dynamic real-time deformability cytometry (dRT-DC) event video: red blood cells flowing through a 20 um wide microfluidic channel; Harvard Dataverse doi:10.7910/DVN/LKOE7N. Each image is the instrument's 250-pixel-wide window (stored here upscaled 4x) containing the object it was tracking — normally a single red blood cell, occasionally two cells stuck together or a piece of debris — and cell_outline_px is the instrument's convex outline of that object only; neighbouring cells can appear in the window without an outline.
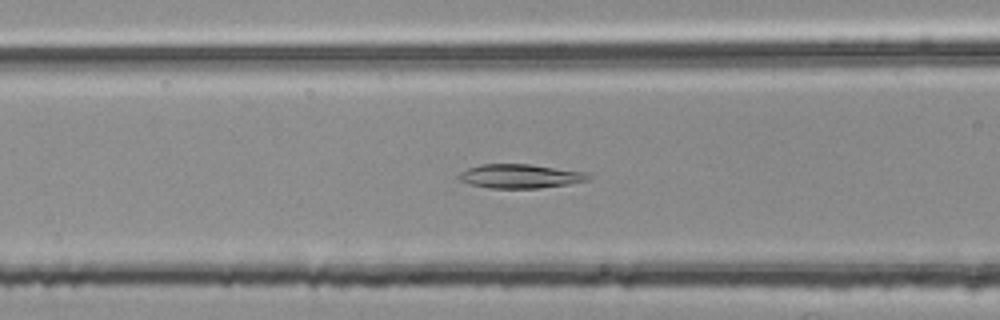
{"species": "common noctule bat (a hibernating species)", "species_latin": "Nyctalus noctula", "temperature_condition": "room temperature", "stored_images_in_passage": 54, "segment_of_instrument_passage": [2, 2], "camera_frame_rate_fps": 3000, "um_per_image_px": 0.085, "animal": {"sex": "female", "body_mass_g": 25.1}, "frame": {"image": 1, "passage_image": 22, "time_ms": 7.0, "image_size_px": [1000, 320], "cell_outline_px": [[592, 176], [588, 180], [568, 184], [540, 188], [488, 188], [472, 184], [460, 180], [456, 176], [460, 172], [468, 168], [480, 164], [528, 164], [584, 172]], "centroid_in_image_um": [44.18, 14.97], "position_along_channel_um": 122.4, "area_um2": 17.98}}
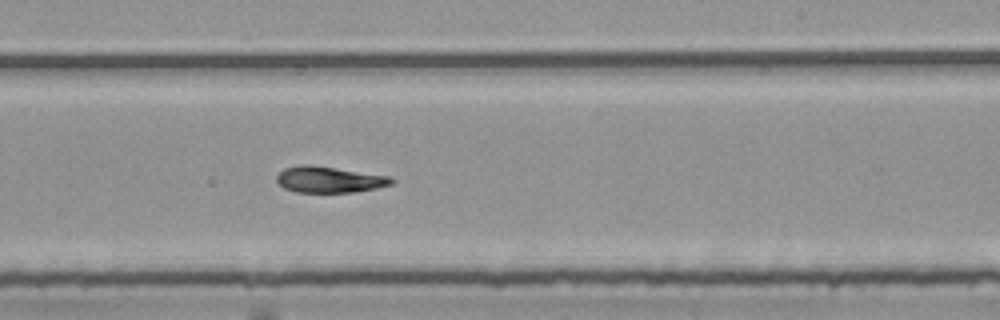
{"frame": {"image": 2, "passage_image": 33, "time_ms": 10.667, "image_size_px": [1000, 320], "cell_outline_px": [[396, 180], [392, 184], [376, 188], [352, 192], [296, 192], [284, 188], [276, 180], [276, 176], [284, 168], [300, 164], [308, 164], [388, 176]], "centroid_in_image_um": [27.95, 15.26], "position_along_channel_um": 261.0, "area_um2": 17.34}}
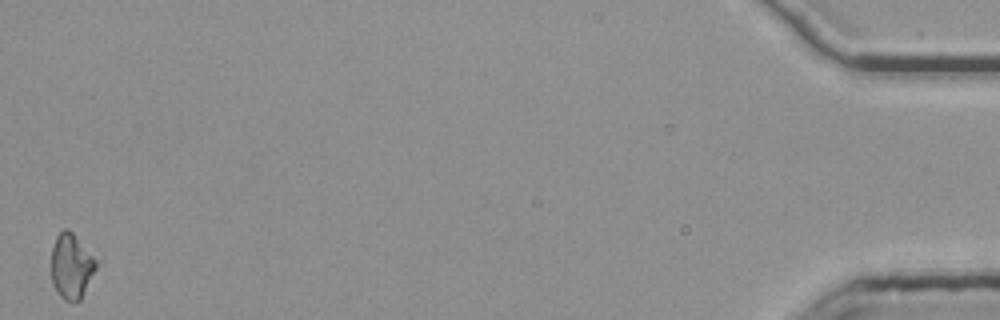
{"frame": {"image": 3, "passage_image": 54, "time_ms": 17.667, "image_size_px": [1000, 320], "cell_outline_px": [[100, 260], [80, 300], [64, 300], [60, 296], [52, 284], [52, 248], [56, 236], [64, 228], [68, 228]], "centroid_in_image_um": [6.09, 22.58], "position_along_channel_um": 429.1, "area_um2": 17.11}}